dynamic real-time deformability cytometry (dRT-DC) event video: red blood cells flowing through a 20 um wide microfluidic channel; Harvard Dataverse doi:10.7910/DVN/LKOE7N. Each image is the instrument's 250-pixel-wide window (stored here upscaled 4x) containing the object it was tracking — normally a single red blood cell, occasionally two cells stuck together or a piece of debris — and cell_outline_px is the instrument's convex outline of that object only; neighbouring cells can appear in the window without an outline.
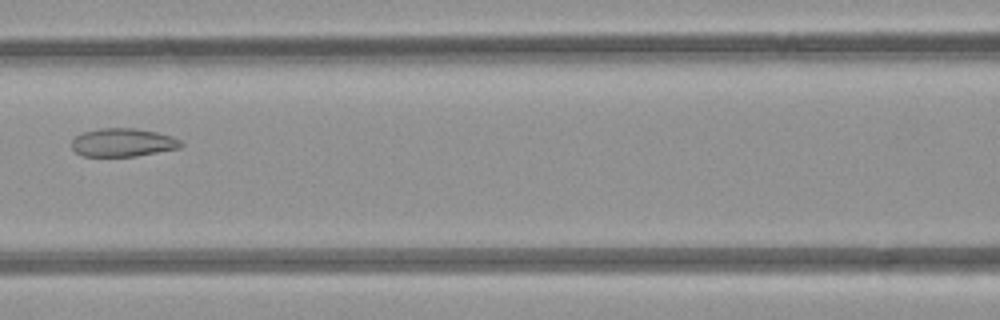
{"species": "common noctule bat (a hibernating species)", "species_latin": "Nyctalus noctula", "temperature_condition": "room temperature", "stored_images_in_passage": 5, "camera_frame_rate_fps": 3000, "um_per_image_px": 0.085, "animal": {"sex": "female", "body_mass_g": 21.9}, "frame": {"image": 1, "passage_image": 5, "time_ms": 4.667, "image_size_px": [1000, 320], "cell_outline_px": [[184, 144], [180, 148], [136, 156], [80, 156], [72, 148], [72, 140], [76, 136], [84, 132], [100, 128], [136, 128], [156, 132], [172, 136], [180, 140]], "centroid_in_image_um": [10.45, 12.11], "position_along_channel_um": 156.1, "area_um2": 18.03}}